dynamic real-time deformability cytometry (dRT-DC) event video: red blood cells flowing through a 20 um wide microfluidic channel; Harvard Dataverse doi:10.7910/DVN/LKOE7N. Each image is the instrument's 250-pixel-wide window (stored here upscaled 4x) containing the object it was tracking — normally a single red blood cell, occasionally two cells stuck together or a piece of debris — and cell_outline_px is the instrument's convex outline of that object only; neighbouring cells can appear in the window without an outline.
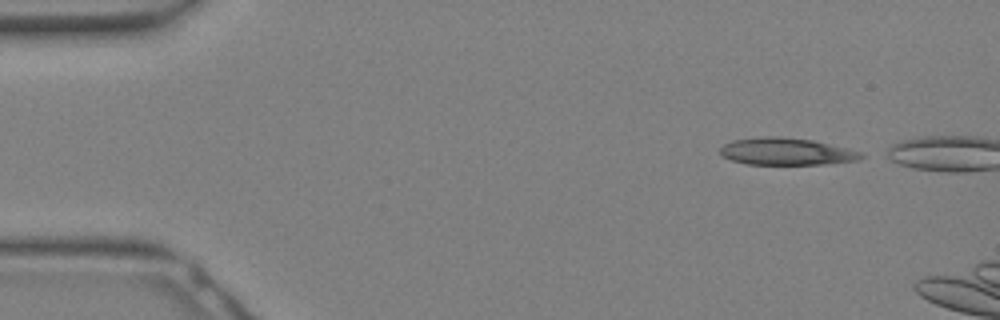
{"species": "Egyptian fruit bat (a non-hibernating species)", "species_latin": "Rousettus aegyptiacus", "temperature_condition": "warm", "stored_images_in_passage": 4, "camera_frame_rate_fps": 3000, "um_per_image_px": 0.085, "animal": {"sex": "female"}, "frame": {"image": 1, "passage_image": 1, "time_ms": 0.0, "image_size_px": [1000, 320], "cell_outline_px": [[864, 156], [860, 160], [824, 164], [748, 164], [732, 160], [724, 156], [720, 152], [720, 148], [724, 144], [732, 140], [764, 136], [776, 136], [812, 140], [848, 148], [860, 152]], "centroid_in_image_um": [66.85, 12.87], "position_along_channel_um": 18.1, "area_um2": 22.14}}